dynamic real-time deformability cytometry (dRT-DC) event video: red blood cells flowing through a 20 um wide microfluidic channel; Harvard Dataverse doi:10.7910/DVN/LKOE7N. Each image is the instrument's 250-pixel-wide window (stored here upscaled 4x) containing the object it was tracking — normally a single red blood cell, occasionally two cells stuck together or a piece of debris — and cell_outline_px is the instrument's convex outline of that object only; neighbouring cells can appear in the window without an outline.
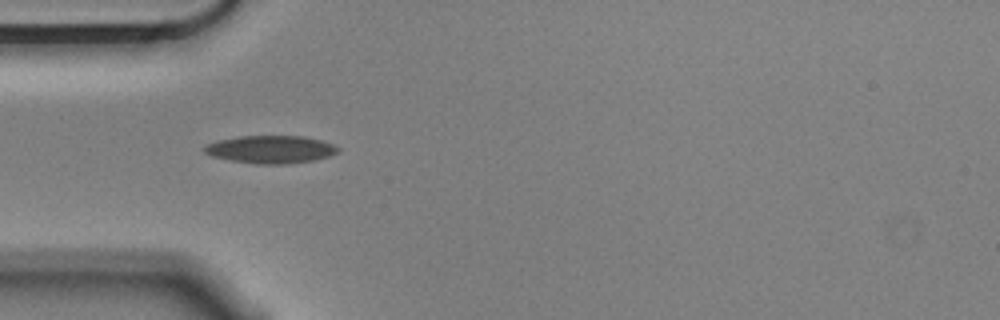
{"species": "Egyptian fruit bat (a non-hibernating species)", "species_latin": "Rousettus aegyptiacus", "temperature_condition": "cold", "stored_images_in_passage": 40, "camera_frame_rate_fps": 3000, "um_per_image_px": 0.085, "animal": {"sex": "male"}, "frame": {"image": 1, "passage_image": 1, "time_ms": 0.0, "image_size_px": [1000, 320], "cell_outline_px": [[340, 152], [316, 160], [284, 164], [256, 164], [232, 160], [212, 156], [204, 152], [204, 148], [208, 144], [220, 140], [240, 136], [304, 136], [320, 140], [332, 144], [340, 148]], "centroid_in_image_um": [23.06, 12.7], "position_along_channel_um": 61.9, "area_um2": 21.44}}
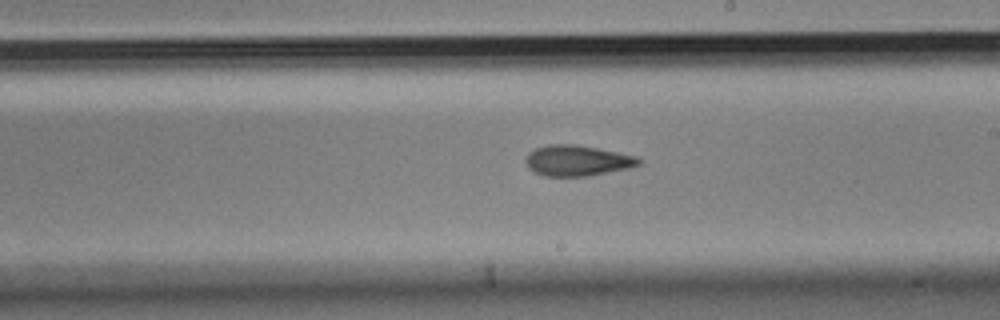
{"frame": {"image": 2, "passage_image": 16, "time_ms": 5.0, "image_size_px": [1000, 320], "cell_outline_px": [[644, 160], [640, 164], [632, 168], [588, 176], [544, 176], [528, 168], [524, 160], [528, 152], [536, 148], [548, 144], [576, 144], [636, 156]], "centroid_in_image_um": [49.08, 13.65], "position_along_channel_um": 239.9, "area_um2": 20.4}}
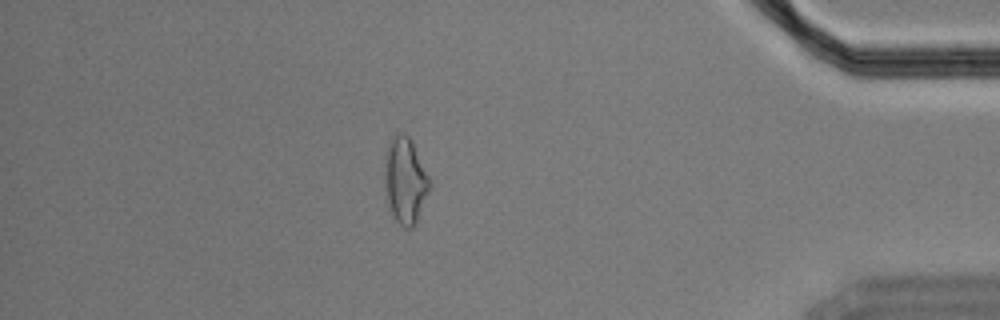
{"frame": {"image": 3, "passage_image": 33, "time_ms": 10.667, "image_size_px": [1000, 320], "cell_outline_px": [[432, 188], [416, 224], [412, 228], [404, 228], [396, 220], [392, 212], [384, 188], [384, 156], [392, 140], [396, 136], [404, 132], [412, 140], [432, 184]], "centroid_in_image_um": [34.47, 15.38], "position_along_channel_um": 400.7, "area_um2": 22.72}, "authors_computed_cell_mechanics": {"area_um2": 20.6346, "velocity_mm_per_s": 3.5649, "shape_relaxation_time_tau1_ms": null, "shape_relaxation_time_tau2_ms": 4.856, "deformation_change_tau1": null, "deformation_change_tau2": 0.1373}}